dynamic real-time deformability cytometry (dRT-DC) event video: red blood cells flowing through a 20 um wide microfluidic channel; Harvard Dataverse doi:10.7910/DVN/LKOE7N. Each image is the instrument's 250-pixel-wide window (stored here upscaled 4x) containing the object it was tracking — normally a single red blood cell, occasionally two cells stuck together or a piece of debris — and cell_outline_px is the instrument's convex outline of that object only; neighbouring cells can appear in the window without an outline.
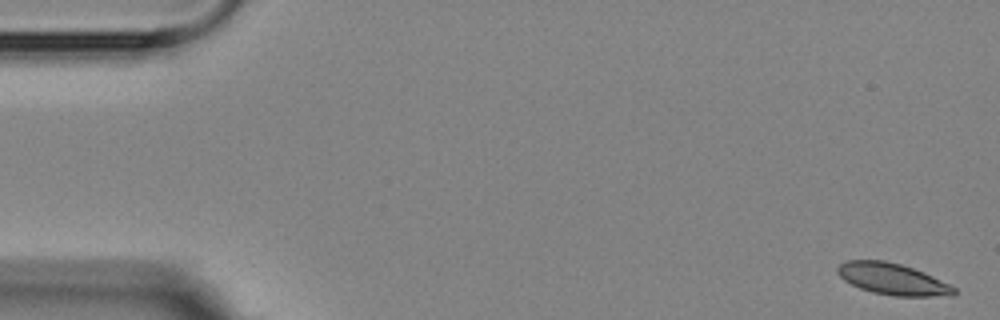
{"species": "Egyptian fruit bat (a non-hibernating species)", "species_latin": "Rousettus aegyptiacus", "temperature_condition": "room temperature", "stored_images_in_passage": 5, "camera_frame_rate_fps": 3000, "um_per_image_px": 0.085, "animal": {"sex": "female"}, "frame": {"image": 1, "passage_image": 1, "time_ms": 0.0, "image_size_px": [1000, 320], "cell_outline_px": [[956, 292], [952, 296], [896, 296], [872, 292], [860, 288], [844, 280], [836, 272], [836, 268], [840, 264], [848, 260], [884, 260], [900, 264], [924, 272], [956, 288]], "centroid_in_image_um": [75.85, 23.72], "position_along_channel_um": 9.1, "area_um2": 21.21}}
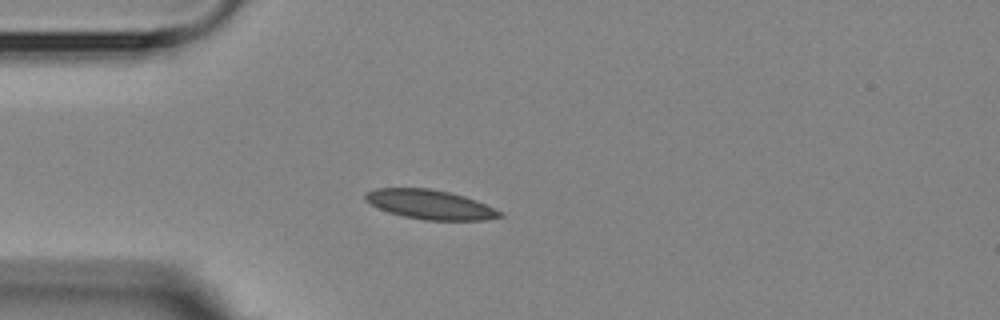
{"frame": {"image": 2, "passage_image": 5, "time_ms": 4.333, "image_size_px": [1000, 320], "cell_outline_px": [[504, 216], [484, 220], [424, 220], [404, 216], [388, 212], [364, 200], [364, 196], [368, 192], [376, 188], [428, 188], [448, 192], [464, 196], [476, 200], [500, 212]], "centroid_in_image_um": [36.54, 17.38], "position_along_channel_um": 48.5, "area_um2": 22.66}}